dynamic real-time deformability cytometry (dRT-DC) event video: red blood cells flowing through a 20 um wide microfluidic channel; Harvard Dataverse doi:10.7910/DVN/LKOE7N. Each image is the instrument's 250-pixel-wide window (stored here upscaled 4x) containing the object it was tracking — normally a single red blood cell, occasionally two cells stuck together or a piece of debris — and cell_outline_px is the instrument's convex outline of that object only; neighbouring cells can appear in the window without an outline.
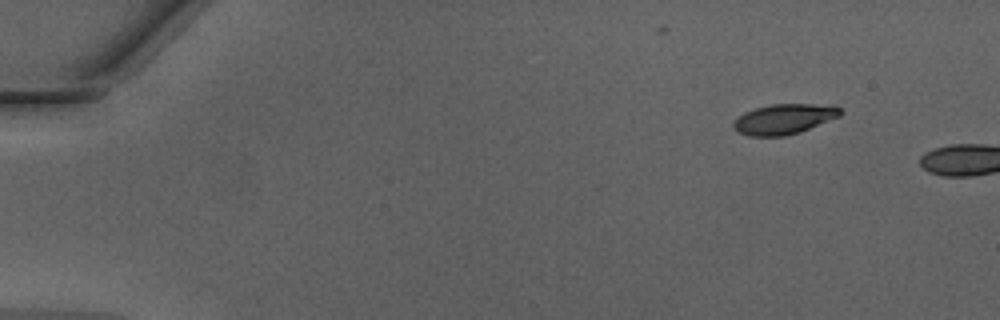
{"species": "Egyptian fruit bat (a non-hibernating species)", "species_latin": "Rousettus aegyptiacus", "temperature_condition": "warm", "stored_images_in_passage": 8, "camera_frame_rate_fps": 3000, "um_per_image_px": 0.085, "animal": {"sex": "male"}, "frame": {"image": 1, "passage_image": 1, "time_ms": 0.0, "image_size_px": [1000, 320], "cell_outline_px": [[844, 112], [840, 116], [800, 132], [784, 136], [748, 136], [736, 132], [732, 128], [732, 120], [744, 112], [756, 108], [772, 104], [836, 104]], "centroid_in_image_um": [66.63, 10.11], "position_along_channel_um": 18.4, "area_um2": 19.19}}